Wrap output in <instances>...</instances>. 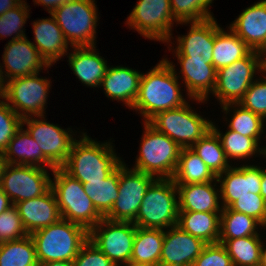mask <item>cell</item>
Listing matches in <instances>:
<instances>
[{"label": "cell", "instance_id": "cell-52", "mask_svg": "<svg viewBox=\"0 0 266 266\" xmlns=\"http://www.w3.org/2000/svg\"><path fill=\"white\" fill-rule=\"evenodd\" d=\"M5 86H6L5 79L3 77L2 70L0 68V99H4Z\"/></svg>", "mask_w": 266, "mask_h": 266}, {"label": "cell", "instance_id": "cell-2", "mask_svg": "<svg viewBox=\"0 0 266 266\" xmlns=\"http://www.w3.org/2000/svg\"><path fill=\"white\" fill-rule=\"evenodd\" d=\"M80 137L73 142L67 161L61 167L71 177L82 184L104 180L122 164L111 142L98 143L83 132Z\"/></svg>", "mask_w": 266, "mask_h": 266}, {"label": "cell", "instance_id": "cell-49", "mask_svg": "<svg viewBox=\"0 0 266 266\" xmlns=\"http://www.w3.org/2000/svg\"><path fill=\"white\" fill-rule=\"evenodd\" d=\"M22 0H0V16L16 7Z\"/></svg>", "mask_w": 266, "mask_h": 266}, {"label": "cell", "instance_id": "cell-1", "mask_svg": "<svg viewBox=\"0 0 266 266\" xmlns=\"http://www.w3.org/2000/svg\"><path fill=\"white\" fill-rule=\"evenodd\" d=\"M173 62L163 58L147 74H142L137 98L131 109L139 111L144 122L158 113L183 106L187 103L178 82L179 75Z\"/></svg>", "mask_w": 266, "mask_h": 266}, {"label": "cell", "instance_id": "cell-12", "mask_svg": "<svg viewBox=\"0 0 266 266\" xmlns=\"http://www.w3.org/2000/svg\"><path fill=\"white\" fill-rule=\"evenodd\" d=\"M135 235L136 226L133 222L103 218L89 231V240L116 266H122L130 264Z\"/></svg>", "mask_w": 266, "mask_h": 266}, {"label": "cell", "instance_id": "cell-20", "mask_svg": "<svg viewBox=\"0 0 266 266\" xmlns=\"http://www.w3.org/2000/svg\"><path fill=\"white\" fill-rule=\"evenodd\" d=\"M180 63V73L186 87L188 98L206 102L216 85L217 70L207 60L190 59L188 56H176Z\"/></svg>", "mask_w": 266, "mask_h": 266}, {"label": "cell", "instance_id": "cell-44", "mask_svg": "<svg viewBox=\"0 0 266 266\" xmlns=\"http://www.w3.org/2000/svg\"><path fill=\"white\" fill-rule=\"evenodd\" d=\"M22 118L14 112L5 100H0V151H4L17 130Z\"/></svg>", "mask_w": 266, "mask_h": 266}, {"label": "cell", "instance_id": "cell-43", "mask_svg": "<svg viewBox=\"0 0 266 266\" xmlns=\"http://www.w3.org/2000/svg\"><path fill=\"white\" fill-rule=\"evenodd\" d=\"M229 208L253 217L262 227H266V202L260 194L248 193L233 202Z\"/></svg>", "mask_w": 266, "mask_h": 266}, {"label": "cell", "instance_id": "cell-40", "mask_svg": "<svg viewBox=\"0 0 266 266\" xmlns=\"http://www.w3.org/2000/svg\"><path fill=\"white\" fill-rule=\"evenodd\" d=\"M214 0H170L171 11L178 22L203 21L213 18L210 5Z\"/></svg>", "mask_w": 266, "mask_h": 266}, {"label": "cell", "instance_id": "cell-22", "mask_svg": "<svg viewBox=\"0 0 266 266\" xmlns=\"http://www.w3.org/2000/svg\"><path fill=\"white\" fill-rule=\"evenodd\" d=\"M229 26L251 50L262 53L266 49V0L244 9Z\"/></svg>", "mask_w": 266, "mask_h": 266}, {"label": "cell", "instance_id": "cell-55", "mask_svg": "<svg viewBox=\"0 0 266 266\" xmlns=\"http://www.w3.org/2000/svg\"><path fill=\"white\" fill-rule=\"evenodd\" d=\"M262 69V72L266 73V51L262 52Z\"/></svg>", "mask_w": 266, "mask_h": 266}, {"label": "cell", "instance_id": "cell-56", "mask_svg": "<svg viewBox=\"0 0 266 266\" xmlns=\"http://www.w3.org/2000/svg\"><path fill=\"white\" fill-rule=\"evenodd\" d=\"M263 148H264V150H263V157L266 158V147L263 146Z\"/></svg>", "mask_w": 266, "mask_h": 266}, {"label": "cell", "instance_id": "cell-46", "mask_svg": "<svg viewBox=\"0 0 266 266\" xmlns=\"http://www.w3.org/2000/svg\"><path fill=\"white\" fill-rule=\"evenodd\" d=\"M73 266H116L94 243L88 240L73 260Z\"/></svg>", "mask_w": 266, "mask_h": 266}, {"label": "cell", "instance_id": "cell-7", "mask_svg": "<svg viewBox=\"0 0 266 266\" xmlns=\"http://www.w3.org/2000/svg\"><path fill=\"white\" fill-rule=\"evenodd\" d=\"M95 0H68L51 14L71 47L96 45L98 12Z\"/></svg>", "mask_w": 266, "mask_h": 266}, {"label": "cell", "instance_id": "cell-8", "mask_svg": "<svg viewBox=\"0 0 266 266\" xmlns=\"http://www.w3.org/2000/svg\"><path fill=\"white\" fill-rule=\"evenodd\" d=\"M165 110L154 116L148 123L158 132L166 134L181 148H191L211 129L212 120H206L192 110L190 104Z\"/></svg>", "mask_w": 266, "mask_h": 266}, {"label": "cell", "instance_id": "cell-23", "mask_svg": "<svg viewBox=\"0 0 266 266\" xmlns=\"http://www.w3.org/2000/svg\"><path fill=\"white\" fill-rule=\"evenodd\" d=\"M142 73L129 67H109L101 81L106 97L124 102L129 108L137 98Z\"/></svg>", "mask_w": 266, "mask_h": 266}, {"label": "cell", "instance_id": "cell-3", "mask_svg": "<svg viewBox=\"0 0 266 266\" xmlns=\"http://www.w3.org/2000/svg\"><path fill=\"white\" fill-rule=\"evenodd\" d=\"M35 244L39 264L51 261H73L89 240V231L83 226L60 219L57 223L30 234Z\"/></svg>", "mask_w": 266, "mask_h": 266}, {"label": "cell", "instance_id": "cell-16", "mask_svg": "<svg viewBox=\"0 0 266 266\" xmlns=\"http://www.w3.org/2000/svg\"><path fill=\"white\" fill-rule=\"evenodd\" d=\"M5 46L2 55L5 71L2 69L4 67L0 65L5 82L39 73L44 66L46 70L51 67L27 37L9 40Z\"/></svg>", "mask_w": 266, "mask_h": 266}, {"label": "cell", "instance_id": "cell-15", "mask_svg": "<svg viewBox=\"0 0 266 266\" xmlns=\"http://www.w3.org/2000/svg\"><path fill=\"white\" fill-rule=\"evenodd\" d=\"M44 116L46 115L36 116V118H24L22 119V126L24 127V124L27 125L26 130L34 138L35 142L38 143L43 156L55 168H61L67 161L72 144L76 140L73 137L75 134L71 128L66 130L62 129L58 124L46 122Z\"/></svg>", "mask_w": 266, "mask_h": 266}, {"label": "cell", "instance_id": "cell-31", "mask_svg": "<svg viewBox=\"0 0 266 266\" xmlns=\"http://www.w3.org/2000/svg\"><path fill=\"white\" fill-rule=\"evenodd\" d=\"M217 177L191 148H182L172 177L176 185L214 181Z\"/></svg>", "mask_w": 266, "mask_h": 266}, {"label": "cell", "instance_id": "cell-57", "mask_svg": "<svg viewBox=\"0 0 266 266\" xmlns=\"http://www.w3.org/2000/svg\"><path fill=\"white\" fill-rule=\"evenodd\" d=\"M123 266H135V265L127 264V265H123Z\"/></svg>", "mask_w": 266, "mask_h": 266}, {"label": "cell", "instance_id": "cell-4", "mask_svg": "<svg viewBox=\"0 0 266 266\" xmlns=\"http://www.w3.org/2000/svg\"><path fill=\"white\" fill-rule=\"evenodd\" d=\"M177 198L178 189L172 178L155 179L146 190L133 224L140 228L161 230L177 225Z\"/></svg>", "mask_w": 266, "mask_h": 266}, {"label": "cell", "instance_id": "cell-35", "mask_svg": "<svg viewBox=\"0 0 266 266\" xmlns=\"http://www.w3.org/2000/svg\"><path fill=\"white\" fill-rule=\"evenodd\" d=\"M211 129L217 134L219 137L222 148L225 152V155L228 160L231 159H249L255 154L263 155V147L260 146V139H253L250 137L242 136L241 134L228 130L225 134L220 132L215 126V123L211 124Z\"/></svg>", "mask_w": 266, "mask_h": 266}, {"label": "cell", "instance_id": "cell-41", "mask_svg": "<svg viewBox=\"0 0 266 266\" xmlns=\"http://www.w3.org/2000/svg\"><path fill=\"white\" fill-rule=\"evenodd\" d=\"M238 104L266 120V76L256 78Z\"/></svg>", "mask_w": 266, "mask_h": 266}, {"label": "cell", "instance_id": "cell-45", "mask_svg": "<svg viewBox=\"0 0 266 266\" xmlns=\"http://www.w3.org/2000/svg\"><path fill=\"white\" fill-rule=\"evenodd\" d=\"M192 266H233L231 257L221 243L207 244Z\"/></svg>", "mask_w": 266, "mask_h": 266}, {"label": "cell", "instance_id": "cell-53", "mask_svg": "<svg viewBox=\"0 0 266 266\" xmlns=\"http://www.w3.org/2000/svg\"><path fill=\"white\" fill-rule=\"evenodd\" d=\"M5 164L6 163H5L4 154L2 151H0V181H1L2 171H3Z\"/></svg>", "mask_w": 266, "mask_h": 266}, {"label": "cell", "instance_id": "cell-26", "mask_svg": "<svg viewBox=\"0 0 266 266\" xmlns=\"http://www.w3.org/2000/svg\"><path fill=\"white\" fill-rule=\"evenodd\" d=\"M68 57L69 66L79 81L88 87H100L109 65L96 52V46L72 47Z\"/></svg>", "mask_w": 266, "mask_h": 266}, {"label": "cell", "instance_id": "cell-47", "mask_svg": "<svg viewBox=\"0 0 266 266\" xmlns=\"http://www.w3.org/2000/svg\"><path fill=\"white\" fill-rule=\"evenodd\" d=\"M68 0H33L34 4L43 5L48 13H52L56 8L65 4Z\"/></svg>", "mask_w": 266, "mask_h": 266}, {"label": "cell", "instance_id": "cell-32", "mask_svg": "<svg viewBox=\"0 0 266 266\" xmlns=\"http://www.w3.org/2000/svg\"><path fill=\"white\" fill-rule=\"evenodd\" d=\"M260 235H251L237 239H219L233 266H261L263 241Z\"/></svg>", "mask_w": 266, "mask_h": 266}, {"label": "cell", "instance_id": "cell-28", "mask_svg": "<svg viewBox=\"0 0 266 266\" xmlns=\"http://www.w3.org/2000/svg\"><path fill=\"white\" fill-rule=\"evenodd\" d=\"M251 51V48L230 27L228 32L225 31L214 18L213 66L216 70L246 57Z\"/></svg>", "mask_w": 266, "mask_h": 266}, {"label": "cell", "instance_id": "cell-25", "mask_svg": "<svg viewBox=\"0 0 266 266\" xmlns=\"http://www.w3.org/2000/svg\"><path fill=\"white\" fill-rule=\"evenodd\" d=\"M216 182L217 178L206 183L177 185L179 211L221 213L220 189L216 188Z\"/></svg>", "mask_w": 266, "mask_h": 266}, {"label": "cell", "instance_id": "cell-34", "mask_svg": "<svg viewBox=\"0 0 266 266\" xmlns=\"http://www.w3.org/2000/svg\"><path fill=\"white\" fill-rule=\"evenodd\" d=\"M191 149L216 177L231 167L230 161L222 148L221 141L212 129L199 139Z\"/></svg>", "mask_w": 266, "mask_h": 266}, {"label": "cell", "instance_id": "cell-33", "mask_svg": "<svg viewBox=\"0 0 266 266\" xmlns=\"http://www.w3.org/2000/svg\"><path fill=\"white\" fill-rule=\"evenodd\" d=\"M82 185L96 210L105 217L119 195V167L104 180L90 181Z\"/></svg>", "mask_w": 266, "mask_h": 266}, {"label": "cell", "instance_id": "cell-50", "mask_svg": "<svg viewBox=\"0 0 266 266\" xmlns=\"http://www.w3.org/2000/svg\"><path fill=\"white\" fill-rule=\"evenodd\" d=\"M39 266H73V261H51L39 264Z\"/></svg>", "mask_w": 266, "mask_h": 266}, {"label": "cell", "instance_id": "cell-24", "mask_svg": "<svg viewBox=\"0 0 266 266\" xmlns=\"http://www.w3.org/2000/svg\"><path fill=\"white\" fill-rule=\"evenodd\" d=\"M42 18L33 22L34 42L40 55L49 65L56 63L65 54H68L69 43L58 26L55 17Z\"/></svg>", "mask_w": 266, "mask_h": 266}, {"label": "cell", "instance_id": "cell-30", "mask_svg": "<svg viewBox=\"0 0 266 266\" xmlns=\"http://www.w3.org/2000/svg\"><path fill=\"white\" fill-rule=\"evenodd\" d=\"M220 214L178 211L177 226L207 244L218 243L220 237Z\"/></svg>", "mask_w": 266, "mask_h": 266}, {"label": "cell", "instance_id": "cell-18", "mask_svg": "<svg viewBox=\"0 0 266 266\" xmlns=\"http://www.w3.org/2000/svg\"><path fill=\"white\" fill-rule=\"evenodd\" d=\"M167 230H164L159 266H192L207 243L177 225Z\"/></svg>", "mask_w": 266, "mask_h": 266}, {"label": "cell", "instance_id": "cell-36", "mask_svg": "<svg viewBox=\"0 0 266 266\" xmlns=\"http://www.w3.org/2000/svg\"><path fill=\"white\" fill-rule=\"evenodd\" d=\"M0 266H39L31 236L1 243Z\"/></svg>", "mask_w": 266, "mask_h": 266}, {"label": "cell", "instance_id": "cell-39", "mask_svg": "<svg viewBox=\"0 0 266 266\" xmlns=\"http://www.w3.org/2000/svg\"><path fill=\"white\" fill-rule=\"evenodd\" d=\"M29 6L22 0L16 7L10 9L0 16V40L8 36L13 37L11 40L22 39L26 37L23 30L26 19L29 18Z\"/></svg>", "mask_w": 266, "mask_h": 266}, {"label": "cell", "instance_id": "cell-38", "mask_svg": "<svg viewBox=\"0 0 266 266\" xmlns=\"http://www.w3.org/2000/svg\"><path fill=\"white\" fill-rule=\"evenodd\" d=\"M234 105V106H233ZM237 107V108H236ZM225 114L233 109V116L228 121V129L235 131L242 136L250 137L253 139H261L264 134V122L265 120L254 114L252 111L243 108L238 103H229L221 106Z\"/></svg>", "mask_w": 266, "mask_h": 266}, {"label": "cell", "instance_id": "cell-13", "mask_svg": "<svg viewBox=\"0 0 266 266\" xmlns=\"http://www.w3.org/2000/svg\"><path fill=\"white\" fill-rule=\"evenodd\" d=\"M156 178L133 168L125 162L119 166V195L110 212L104 217L110 221L133 222L147 188Z\"/></svg>", "mask_w": 266, "mask_h": 266}, {"label": "cell", "instance_id": "cell-21", "mask_svg": "<svg viewBox=\"0 0 266 266\" xmlns=\"http://www.w3.org/2000/svg\"><path fill=\"white\" fill-rule=\"evenodd\" d=\"M14 206L29 235L61 219L56 197L51 188L42 196L18 202Z\"/></svg>", "mask_w": 266, "mask_h": 266}, {"label": "cell", "instance_id": "cell-17", "mask_svg": "<svg viewBox=\"0 0 266 266\" xmlns=\"http://www.w3.org/2000/svg\"><path fill=\"white\" fill-rule=\"evenodd\" d=\"M262 168L260 166L244 164L232 166L217 176L220 183V204L222 208L229 207L240 197L248 193L260 194L262 181Z\"/></svg>", "mask_w": 266, "mask_h": 266}, {"label": "cell", "instance_id": "cell-54", "mask_svg": "<svg viewBox=\"0 0 266 266\" xmlns=\"http://www.w3.org/2000/svg\"><path fill=\"white\" fill-rule=\"evenodd\" d=\"M264 244L262 245L261 266H266V247Z\"/></svg>", "mask_w": 266, "mask_h": 266}, {"label": "cell", "instance_id": "cell-37", "mask_svg": "<svg viewBox=\"0 0 266 266\" xmlns=\"http://www.w3.org/2000/svg\"><path fill=\"white\" fill-rule=\"evenodd\" d=\"M258 225L261 227V224L253 217L233 211L229 207L222 208L219 239H237L251 235H260L256 230Z\"/></svg>", "mask_w": 266, "mask_h": 266}, {"label": "cell", "instance_id": "cell-5", "mask_svg": "<svg viewBox=\"0 0 266 266\" xmlns=\"http://www.w3.org/2000/svg\"><path fill=\"white\" fill-rule=\"evenodd\" d=\"M51 189L55 194L61 218L79 224L90 231L104 217L96 210L82 183L67 174L62 168H55Z\"/></svg>", "mask_w": 266, "mask_h": 266}, {"label": "cell", "instance_id": "cell-48", "mask_svg": "<svg viewBox=\"0 0 266 266\" xmlns=\"http://www.w3.org/2000/svg\"><path fill=\"white\" fill-rule=\"evenodd\" d=\"M11 206H13V203L0 187V214L5 212Z\"/></svg>", "mask_w": 266, "mask_h": 266}, {"label": "cell", "instance_id": "cell-10", "mask_svg": "<svg viewBox=\"0 0 266 266\" xmlns=\"http://www.w3.org/2000/svg\"><path fill=\"white\" fill-rule=\"evenodd\" d=\"M173 21L179 23L172 14L170 0H139L125 24L145 38L170 44L174 38Z\"/></svg>", "mask_w": 266, "mask_h": 266}, {"label": "cell", "instance_id": "cell-9", "mask_svg": "<svg viewBox=\"0 0 266 266\" xmlns=\"http://www.w3.org/2000/svg\"><path fill=\"white\" fill-rule=\"evenodd\" d=\"M256 71L262 73V53L252 50L246 57L217 70L212 95L221 106L239 103L249 86L256 80Z\"/></svg>", "mask_w": 266, "mask_h": 266}, {"label": "cell", "instance_id": "cell-11", "mask_svg": "<svg viewBox=\"0 0 266 266\" xmlns=\"http://www.w3.org/2000/svg\"><path fill=\"white\" fill-rule=\"evenodd\" d=\"M50 81L40 78L39 73L6 81L4 100L22 119L42 116L46 114Z\"/></svg>", "mask_w": 266, "mask_h": 266}, {"label": "cell", "instance_id": "cell-51", "mask_svg": "<svg viewBox=\"0 0 266 266\" xmlns=\"http://www.w3.org/2000/svg\"><path fill=\"white\" fill-rule=\"evenodd\" d=\"M260 195L266 202V169H262V181H261V192Z\"/></svg>", "mask_w": 266, "mask_h": 266}, {"label": "cell", "instance_id": "cell-19", "mask_svg": "<svg viewBox=\"0 0 266 266\" xmlns=\"http://www.w3.org/2000/svg\"><path fill=\"white\" fill-rule=\"evenodd\" d=\"M190 24L187 35L178 36L174 56H188L190 59L207 60L213 64L214 17L203 21L179 22Z\"/></svg>", "mask_w": 266, "mask_h": 266}, {"label": "cell", "instance_id": "cell-6", "mask_svg": "<svg viewBox=\"0 0 266 266\" xmlns=\"http://www.w3.org/2000/svg\"><path fill=\"white\" fill-rule=\"evenodd\" d=\"M141 139L139 155L133 169L150 174L156 179L172 178L182 148L148 122H144V134Z\"/></svg>", "mask_w": 266, "mask_h": 266}, {"label": "cell", "instance_id": "cell-27", "mask_svg": "<svg viewBox=\"0 0 266 266\" xmlns=\"http://www.w3.org/2000/svg\"><path fill=\"white\" fill-rule=\"evenodd\" d=\"M3 154L6 164L29 165L40 168H47L48 166L51 171L55 169L43 156L34 138L30 136L26 129L23 130V126L17 130Z\"/></svg>", "mask_w": 266, "mask_h": 266}, {"label": "cell", "instance_id": "cell-14", "mask_svg": "<svg viewBox=\"0 0 266 266\" xmlns=\"http://www.w3.org/2000/svg\"><path fill=\"white\" fill-rule=\"evenodd\" d=\"M0 187L14 205L45 194L51 188V177L45 168L5 164Z\"/></svg>", "mask_w": 266, "mask_h": 266}, {"label": "cell", "instance_id": "cell-42", "mask_svg": "<svg viewBox=\"0 0 266 266\" xmlns=\"http://www.w3.org/2000/svg\"><path fill=\"white\" fill-rule=\"evenodd\" d=\"M28 235L14 205L0 214V244L18 240Z\"/></svg>", "mask_w": 266, "mask_h": 266}, {"label": "cell", "instance_id": "cell-29", "mask_svg": "<svg viewBox=\"0 0 266 266\" xmlns=\"http://www.w3.org/2000/svg\"><path fill=\"white\" fill-rule=\"evenodd\" d=\"M164 242V230L136 226L130 264L135 266H159Z\"/></svg>", "mask_w": 266, "mask_h": 266}]
</instances>
